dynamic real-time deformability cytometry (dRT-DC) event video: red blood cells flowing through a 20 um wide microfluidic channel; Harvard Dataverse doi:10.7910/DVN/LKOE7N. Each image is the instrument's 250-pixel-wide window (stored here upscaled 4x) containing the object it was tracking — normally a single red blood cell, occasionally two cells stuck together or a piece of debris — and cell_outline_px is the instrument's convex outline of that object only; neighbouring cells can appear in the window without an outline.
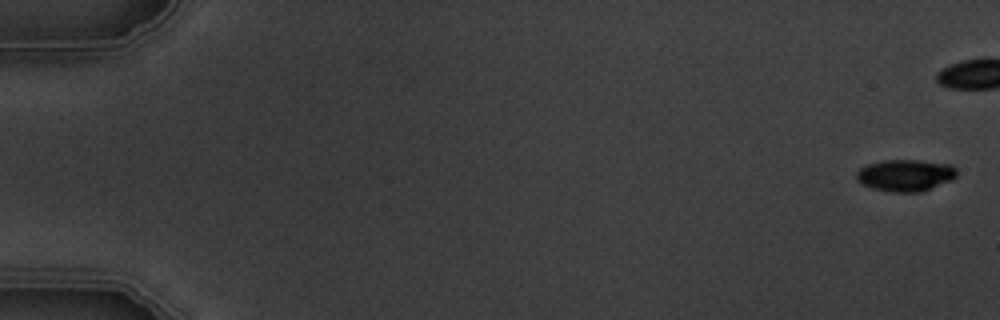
{"species": "common noctule bat (a hibernating species)", "species_latin": "Nyctalus noctula", "temperature_condition": "warm", "stored_images_in_passage": 10, "camera_frame_rate_fps": 3000, "um_per_image_px": 0.085, "animal": {"sex": "male", "body_mass_g": 19.5, "forearm_length_mm": 54.6}, "frame": {"image": 1, "passage_image": 1, "time_ms": 0.0, "image_size_px": [1000, 320], "cell_outline_px": [[956, 176], [952, 180], [920, 192], [892, 192], [872, 188], [856, 180], [856, 172], [860, 168], [868, 164], [884, 160], [920, 160], [952, 164], [956, 168]], "centroid_in_image_um": [76.97, 14.89], "position_along_channel_um": 8.0, "area_um2": 18.61}}